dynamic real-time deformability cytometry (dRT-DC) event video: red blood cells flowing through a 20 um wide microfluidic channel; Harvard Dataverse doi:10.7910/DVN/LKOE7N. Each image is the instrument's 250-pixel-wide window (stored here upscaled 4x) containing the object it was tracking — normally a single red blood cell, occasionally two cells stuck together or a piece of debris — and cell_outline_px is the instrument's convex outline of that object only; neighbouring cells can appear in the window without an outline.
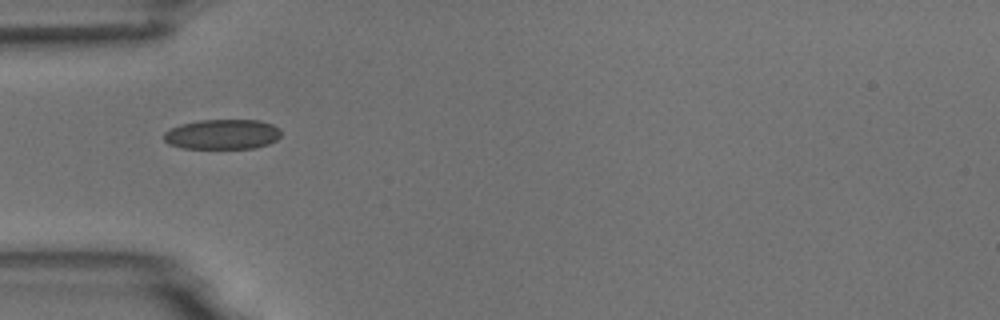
{"species": "common noctule bat (a hibernating species)", "species_latin": "Nyctalus noctula", "temperature_condition": "room temperature", "stored_images_in_passage": 6, "camera_frame_rate_fps": 3000, "um_per_image_px": 0.085, "animal": {"sex": "male", "body_mass_g": 18.8}, "frame": {"image": 1, "passage_image": 2, "time_ms": 1.333, "image_size_px": [1000, 320], "cell_outline_px": [[280, 136], [276, 140], [268, 144], [256, 148], [180, 148], [168, 144], [164, 140], [164, 132], [180, 124], [200, 120], [260, 120], [272, 124], [280, 128]], "centroid_in_image_um": [18.9, 11.41], "position_along_channel_um": 66.1, "area_um2": 20.58}}
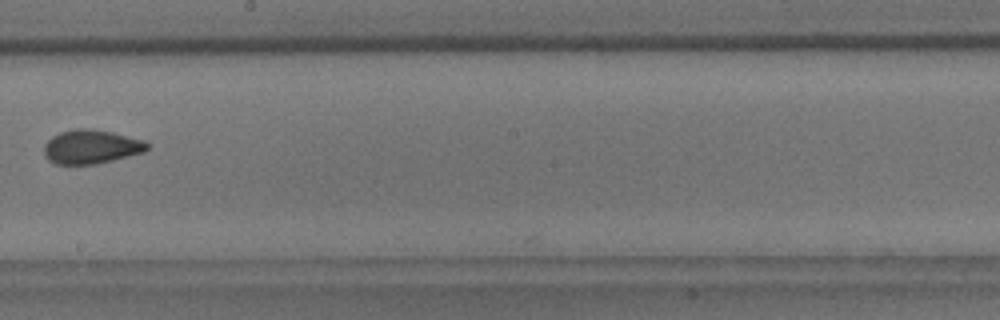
{"frame": {"image": 2, "passage_image": 6, "time_ms": 6.0, "image_size_px": [1000, 320], "cell_outline_px": [[148, 148], [144, 152], [96, 164], [56, 164], [48, 160], [44, 152], [44, 144], [52, 136], [60, 132], [76, 128], [88, 128], [112, 132], [144, 140], [148, 144]], "centroid_in_image_um": [7.73, 12.47], "position_along_channel_um": 240.5, "area_um2": 20.35}}